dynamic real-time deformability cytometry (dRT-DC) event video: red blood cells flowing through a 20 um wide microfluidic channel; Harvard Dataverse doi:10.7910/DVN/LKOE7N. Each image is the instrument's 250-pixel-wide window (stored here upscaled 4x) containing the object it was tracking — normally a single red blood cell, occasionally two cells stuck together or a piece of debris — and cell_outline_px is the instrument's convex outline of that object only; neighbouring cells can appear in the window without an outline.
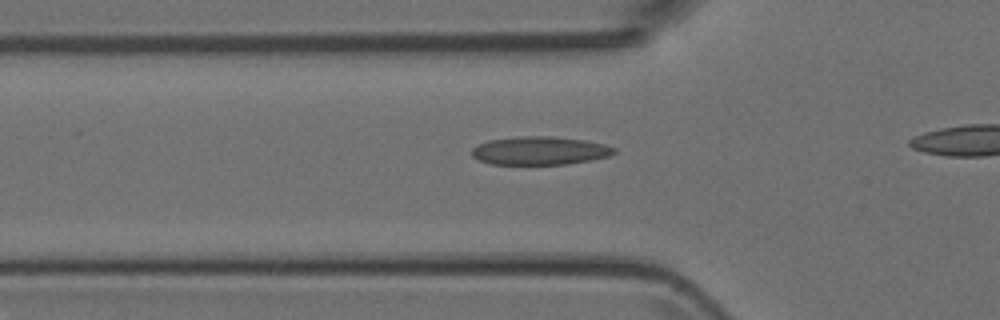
{"species": "Egyptian fruit bat (a non-hibernating species)", "species_latin": "Rousettus aegyptiacus", "temperature_condition": "room temperature", "stored_images_in_passage": 12, "camera_frame_rate_fps": 3000, "um_per_image_px": 0.085, "animal": {"sex": "female"}, "frame": {"image": 1, "passage_image": 7, "time_ms": 2.0, "image_size_px": [1000, 320], "cell_outline_px": [[616, 152], [608, 156], [588, 160], [564, 164], [492, 164], [480, 160], [472, 156], [472, 148], [488, 140], [520, 136], [548, 136], [584, 140], [604, 144], [616, 148]], "centroid_in_image_um": [45.87, 12.8], "position_along_channel_um": 79.9, "area_um2": 23.18}}
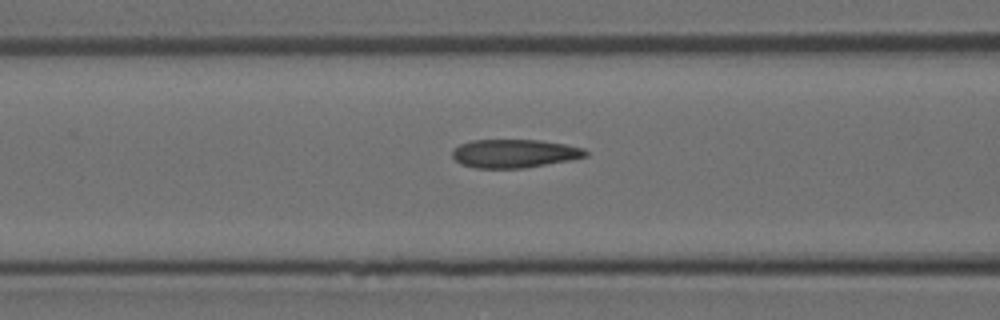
{"frame": {"image": 2, "passage_image": 10, "time_ms": 3.0, "image_size_px": [1000, 320], "cell_outline_px": [[588, 156], [572, 160], [524, 168], [476, 168], [460, 164], [452, 156], [452, 148], [460, 144], [472, 140], [540, 140], [564, 144], [584, 148], [588, 152]], "centroid_in_image_um": [43.72, 13.05], "position_along_channel_um": 122.9, "area_um2": 22.25}}